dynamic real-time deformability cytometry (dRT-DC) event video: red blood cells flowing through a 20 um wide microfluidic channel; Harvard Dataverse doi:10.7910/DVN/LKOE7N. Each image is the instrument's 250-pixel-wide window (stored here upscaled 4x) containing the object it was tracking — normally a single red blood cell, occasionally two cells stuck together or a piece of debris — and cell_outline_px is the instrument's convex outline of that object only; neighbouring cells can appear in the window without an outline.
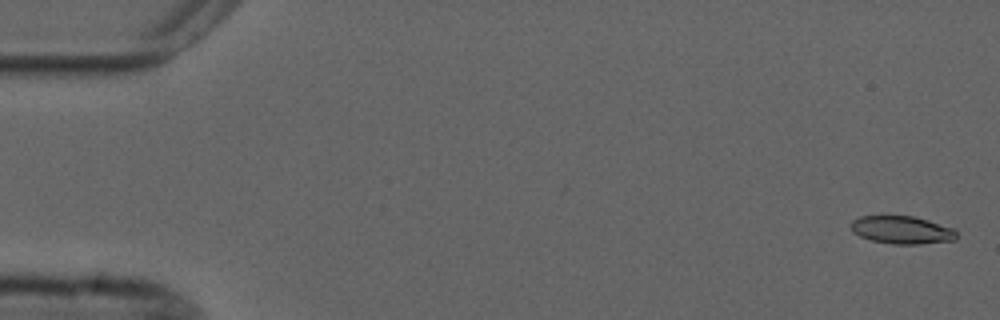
{"species": "common noctule bat (a hibernating species)", "species_latin": "Nyctalus noctula", "temperature_condition": "cold", "stored_images_in_passage": 45, "camera_frame_rate_fps": 3000, "um_per_image_px": 0.085, "animal": {"sex": "male", "forearm_length_mm": 52.5}, "frame": {"image": 1, "passage_image": 2, "time_ms": 0.333, "image_size_px": [1000, 320], "cell_outline_px": [[956, 240], [920, 244], [892, 244], [872, 240], [860, 236], [852, 232], [848, 224], [852, 220], [860, 216], [912, 216], [928, 220], [952, 228], [956, 232]], "centroid_in_image_um": [76.61, 19.54], "position_along_channel_um": 8.4, "area_um2": 17.17}}
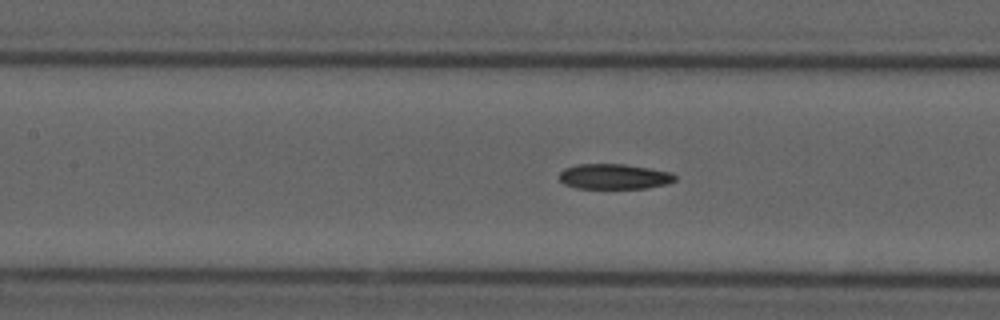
{"frame": {"image": 2, "passage_image": 25, "time_ms": 8.0, "image_size_px": [1000, 320], "cell_outline_px": [[676, 180], [668, 184], [648, 188], [576, 188], [564, 184], [560, 180], [560, 172], [564, 168], [576, 164], [624, 164], [672, 172], [676, 176]], "centroid_in_image_um": [52.21, 15.0], "position_along_channel_um": 155.2, "area_um2": 17.11}}
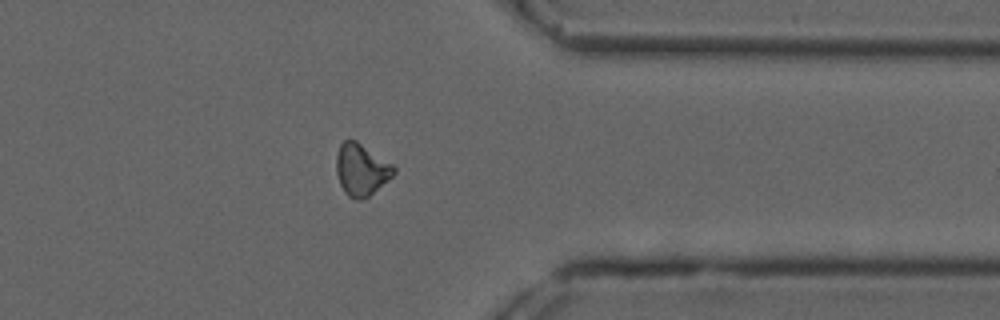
{"frame": {"image": 3, "passage_image": 44, "time_ms": 14.333, "image_size_px": [1000, 320], "cell_outline_px": [[396, 172], [388, 180], [368, 196], [360, 200], [356, 200], [348, 196], [344, 192], [340, 184], [336, 172], [336, 156], [340, 144], [344, 140], [356, 140], [392, 164], [396, 168]], "centroid_in_image_um": [30.69, 14.42], "position_along_channel_um": 380.7, "area_um2": 17.28}}